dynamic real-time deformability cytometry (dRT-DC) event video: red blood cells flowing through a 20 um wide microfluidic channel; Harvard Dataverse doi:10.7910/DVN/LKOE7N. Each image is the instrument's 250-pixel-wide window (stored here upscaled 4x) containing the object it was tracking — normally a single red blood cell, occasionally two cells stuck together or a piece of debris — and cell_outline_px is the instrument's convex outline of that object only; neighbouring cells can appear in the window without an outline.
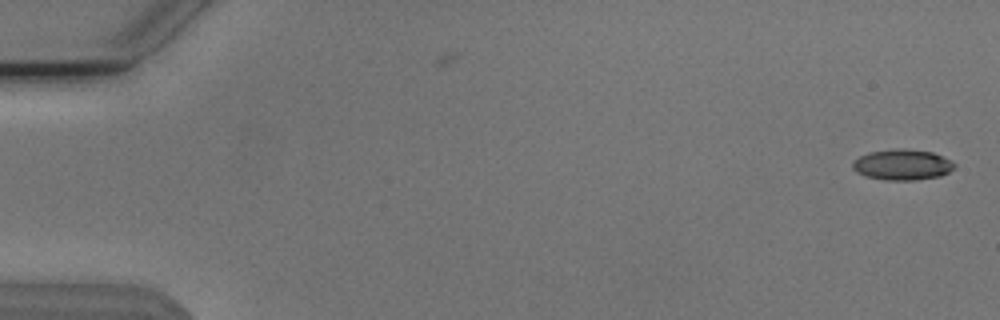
{"species": "Egyptian fruit bat (a non-hibernating species)", "species_latin": "Rousettus aegyptiacus", "temperature_condition": "cold", "stored_images_in_passage": 11, "camera_frame_rate_fps": 3000, "um_per_image_px": 0.085, "animal": {"sex": "male"}, "frame": {"image": 1, "passage_image": 1, "time_ms": 0.0, "image_size_px": [1000, 320], "cell_outline_px": [[956, 164], [948, 172], [940, 176], [916, 180], [884, 180], [864, 176], [856, 172], [852, 168], [852, 160], [868, 152], [896, 148], [904, 148], [932, 152], [952, 160]], "centroid_in_image_um": [76.66, 13.99], "position_along_channel_um": 8.3, "area_um2": 18.44}}